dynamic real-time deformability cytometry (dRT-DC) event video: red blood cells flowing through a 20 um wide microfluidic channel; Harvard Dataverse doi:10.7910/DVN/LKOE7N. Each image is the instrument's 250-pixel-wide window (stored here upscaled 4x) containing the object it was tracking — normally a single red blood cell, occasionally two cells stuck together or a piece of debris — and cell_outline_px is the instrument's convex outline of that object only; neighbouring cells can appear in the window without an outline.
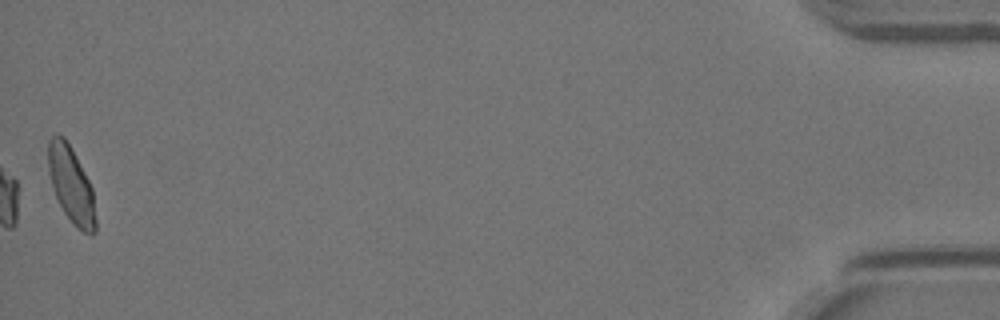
{"species": "Egyptian fruit bat (a non-hibernating species)", "species_latin": "Rousettus aegyptiacus", "temperature_condition": "warm", "stored_images_in_passage": 56, "camera_frame_rate_fps": 3000, "um_per_image_px": 0.085, "animal": {"sex": "female"}, "frame": {"image": 1, "passage_image": 56, "time_ms": 18.333, "image_size_px": [1000, 320], "cell_outline_px": [[96, 232], [92, 236], [76, 228], [72, 224], [64, 212], [56, 196], [48, 172], [48, 140], [56, 132], [64, 136], [84, 172], [92, 188], [96, 220]], "centroid_in_image_um": [6.05, 15.73], "position_along_channel_um": 429.2, "area_um2": 20.98}}